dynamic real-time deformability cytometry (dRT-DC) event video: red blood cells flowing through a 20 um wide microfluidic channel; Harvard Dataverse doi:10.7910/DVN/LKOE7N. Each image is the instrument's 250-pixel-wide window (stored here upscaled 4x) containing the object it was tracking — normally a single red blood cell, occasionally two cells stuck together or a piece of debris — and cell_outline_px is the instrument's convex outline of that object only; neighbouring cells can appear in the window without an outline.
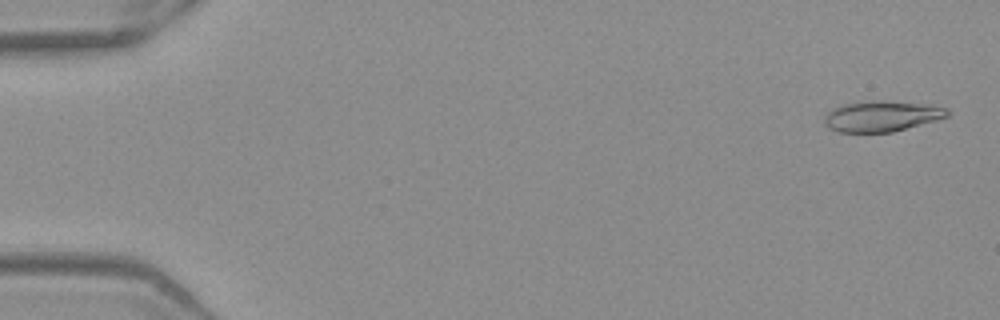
{"species": "Egyptian fruit bat (a non-hibernating species)", "species_latin": "Rousettus aegyptiacus", "temperature_condition": "warm", "stored_images_in_passage": 15, "camera_frame_rate_fps": 3000, "um_per_image_px": 0.085, "frame": {"image": 1, "passage_image": 2, "time_ms": 0.333, "image_size_px": [1000, 320], "cell_outline_px": [[952, 112], [948, 116], [936, 120], [892, 132], [840, 132], [828, 128], [824, 124], [824, 116], [832, 108], [844, 104], [880, 100], [884, 100], [928, 104], [948, 108]], "centroid_in_image_um": [74.96, 9.87], "position_along_channel_um": 10.0, "area_um2": 22.08}}
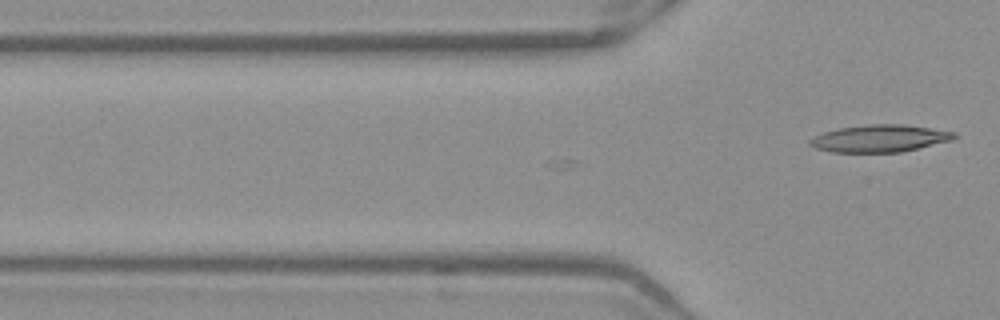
{"frame": {"image": 2, "passage_image": 15, "time_ms": 4.667, "image_size_px": [1000, 320], "cell_outline_px": [[956, 136], [952, 140], [900, 152], [832, 152], [816, 148], [808, 144], [808, 140], [824, 132], [840, 128], [868, 124], [900, 124], [956, 132]], "centroid_in_image_um": [74.75, 11.77], "position_along_channel_um": 51.0, "area_um2": 22.6}}